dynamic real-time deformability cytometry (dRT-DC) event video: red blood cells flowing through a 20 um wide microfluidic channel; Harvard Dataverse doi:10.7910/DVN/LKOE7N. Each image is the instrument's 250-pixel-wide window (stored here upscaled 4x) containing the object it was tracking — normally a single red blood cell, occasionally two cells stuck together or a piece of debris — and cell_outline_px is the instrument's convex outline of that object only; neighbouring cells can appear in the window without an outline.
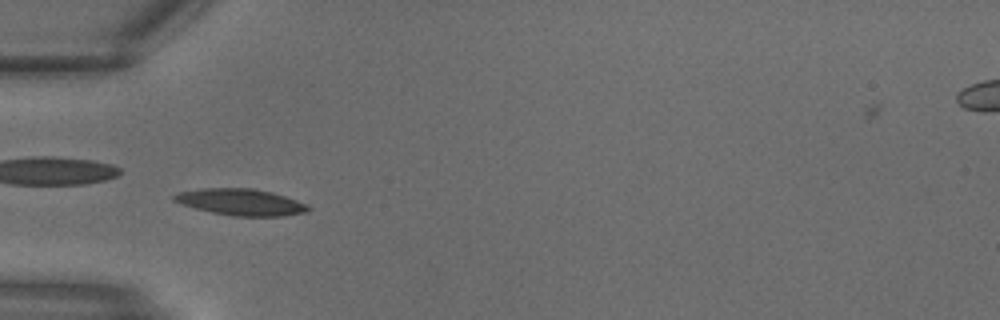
{"species": "common noctule bat (a hibernating species)", "species_latin": "Nyctalus noctula", "temperature_condition": "warm", "stored_images_in_passage": 9, "camera_frame_rate_fps": 3000, "um_per_image_px": 0.085, "animal": {"sex": "male", "body_mass_g": 18.8}, "frame": {"image": 1, "passage_image": 2, "time_ms": 0.333, "image_size_px": [1000, 320], "cell_outline_px": [[312, 208], [308, 212], [284, 216], [236, 216], [212, 212], [180, 204], [172, 200], [172, 196], [176, 192], [200, 188], [252, 188], [272, 192], [308, 204]], "centroid_in_image_um": [20.47, 17.17], "position_along_channel_um": 64.5, "area_um2": 20.87}}
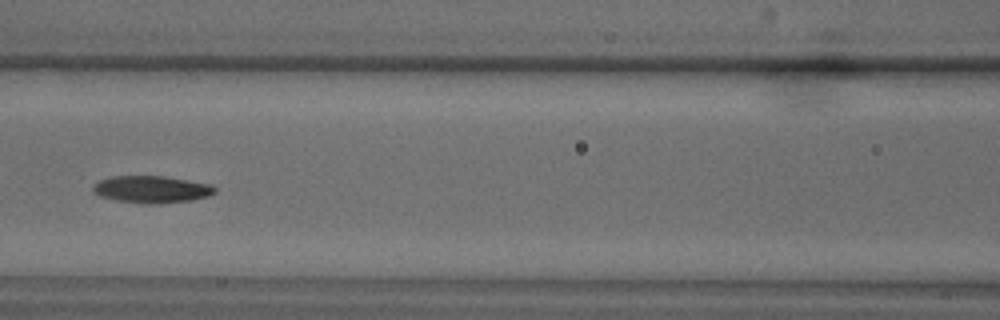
{"frame": {"image": 2, "passage_image": 6, "time_ms": 1.667, "image_size_px": [1000, 320], "cell_outline_px": [[216, 192], [208, 196], [192, 200], [160, 204], [140, 204], [116, 200], [100, 196], [92, 192], [92, 184], [100, 180], [112, 176], [164, 176], [212, 184], [216, 188]], "centroid_in_image_um": [12.88, 16.1], "position_along_channel_um": 153.7, "area_um2": 19.54}}
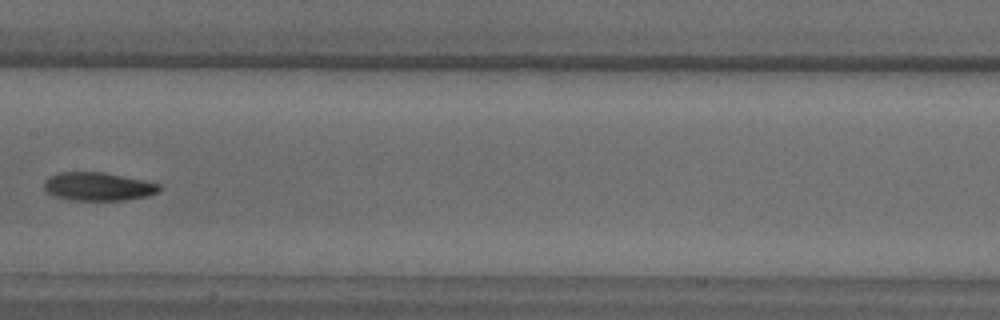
{"frame": {"image": 3, "passage_image": 8, "time_ms": 2.333, "image_size_px": [1000, 320], "cell_outline_px": [[160, 192], [148, 196], [124, 200], [68, 200], [56, 196], [48, 192], [44, 188], [44, 180], [48, 176], [60, 172], [104, 172], [160, 184]], "centroid_in_image_um": [8.33, 15.85], "position_along_channel_um": 199.1, "area_um2": 19.02}}